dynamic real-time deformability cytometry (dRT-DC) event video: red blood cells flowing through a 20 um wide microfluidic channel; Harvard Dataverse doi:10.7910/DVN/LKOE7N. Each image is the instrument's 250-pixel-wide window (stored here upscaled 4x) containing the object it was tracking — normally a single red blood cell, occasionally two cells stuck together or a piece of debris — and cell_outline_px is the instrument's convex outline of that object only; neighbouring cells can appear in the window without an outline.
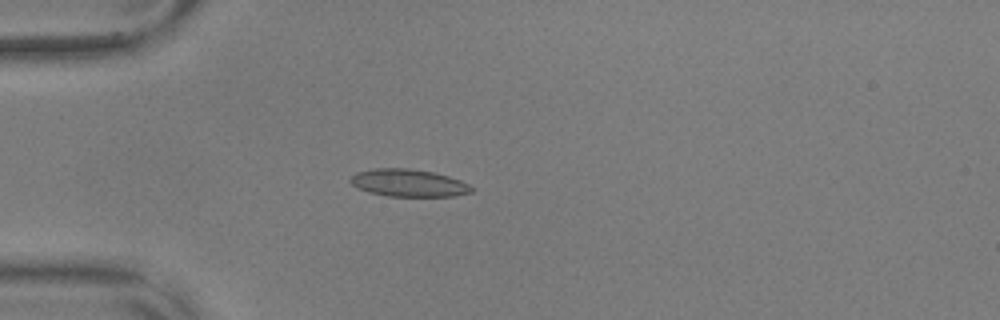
{"species": "common noctule bat (a hibernating species)", "species_latin": "Nyctalus noctula", "temperature_condition": "warm", "stored_images_in_passage": 56, "camera_frame_rate_fps": 3000, "um_per_image_px": 0.085, "animal": {"sex": "male", "body_mass_g": 17.9, "forearm_length_mm": 54.2}, "frame": {"image": 1, "passage_image": 16, "time_ms": 5.0, "image_size_px": [1000, 320], "cell_outline_px": [[476, 188], [472, 192], [452, 196], [388, 196], [368, 192], [352, 184], [348, 180], [356, 172], [372, 168], [408, 168], [432, 172], [448, 176], [460, 180]], "centroid_in_image_um": [34.73, 15.54], "position_along_channel_um": 50.3, "area_um2": 19.36}}
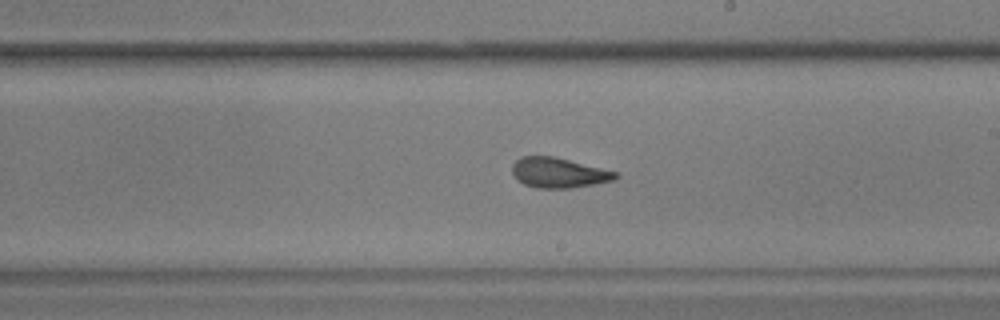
{"frame": {"image": 2, "passage_image": 33, "time_ms": 10.667, "image_size_px": [1000, 320], "cell_outline_px": [[620, 176], [616, 180], [572, 188], [536, 188], [524, 184], [512, 172], [512, 164], [520, 156], [552, 156], [620, 172]], "centroid_in_image_um": [47.54, 14.68], "position_along_channel_um": 241.5, "area_um2": 18.21}}
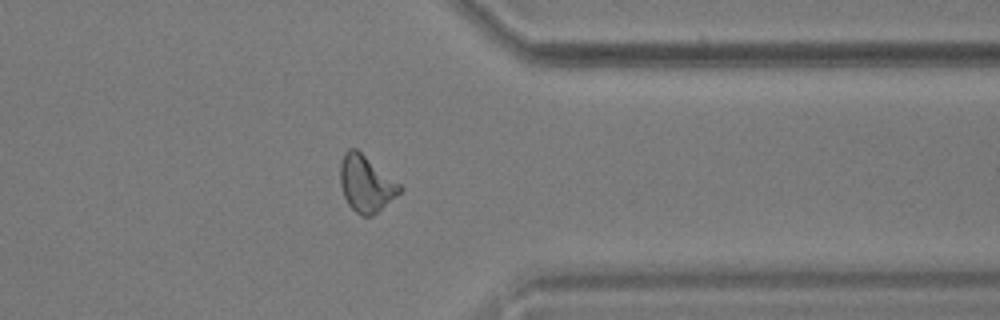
{"frame": {"image": 3, "passage_image": 45, "time_ms": 14.667, "image_size_px": [1000, 320], "cell_outline_px": [[404, 188], [400, 192], [372, 216], [360, 216], [348, 204], [344, 196], [340, 184], [340, 164], [344, 152], [348, 148], [356, 148], [400, 184]], "centroid_in_image_um": [31.09, 15.6], "position_along_channel_um": 380.3, "area_um2": 19.36}, "authors_computed_cell_mechanics": {"area_um2": 18.8139, "velocity_mm_per_s": 3.6159, "shape_relaxation_time_tau1_ms": null, "shape_relaxation_time_tau2_ms": 1.566, "deformation_change_tau1": null, "deformation_change_tau2": 0.0712}}